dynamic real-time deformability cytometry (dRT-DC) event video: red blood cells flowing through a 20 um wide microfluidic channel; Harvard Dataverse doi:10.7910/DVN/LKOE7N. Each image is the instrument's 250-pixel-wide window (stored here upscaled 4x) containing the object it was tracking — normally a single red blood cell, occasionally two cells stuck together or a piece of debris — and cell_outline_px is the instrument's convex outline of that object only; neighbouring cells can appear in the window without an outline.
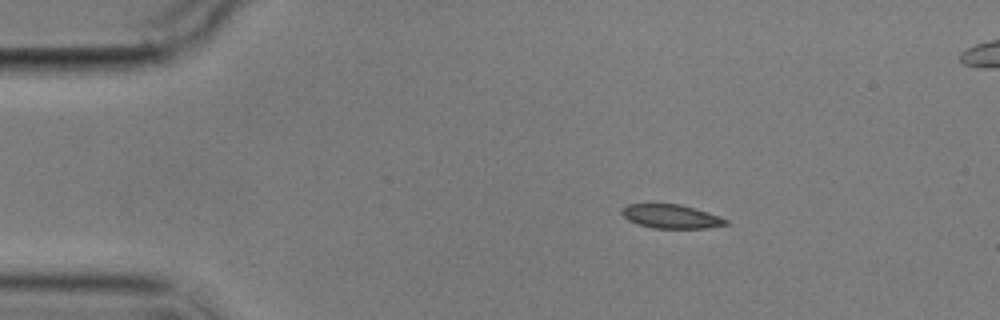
{"species": "common noctule bat (a hibernating species)", "species_latin": "Nyctalus noctula", "temperature_condition": "cold", "stored_images_in_passage": 2, "camera_frame_rate_fps": 3000, "um_per_image_px": 0.085, "animal": {"sex": "male", "body_mass_g": 17.9}, "frame": {"image": 1, "passage_image": 2, "time_ms": 3.333, "image_size_px": [1000, 320], "cell_outline_px": [[728, 224], [708, 228], [652, 228], [636, 224], [628, 220], [620, 212], [620, 208], [628, 204], [680, 204], [696, 208], [720, 216], [728, 220]], "centroid_in_image_um": [57.03, 18.39], "position_along_channel_um": 28.0, "area_um2": 14.62}}